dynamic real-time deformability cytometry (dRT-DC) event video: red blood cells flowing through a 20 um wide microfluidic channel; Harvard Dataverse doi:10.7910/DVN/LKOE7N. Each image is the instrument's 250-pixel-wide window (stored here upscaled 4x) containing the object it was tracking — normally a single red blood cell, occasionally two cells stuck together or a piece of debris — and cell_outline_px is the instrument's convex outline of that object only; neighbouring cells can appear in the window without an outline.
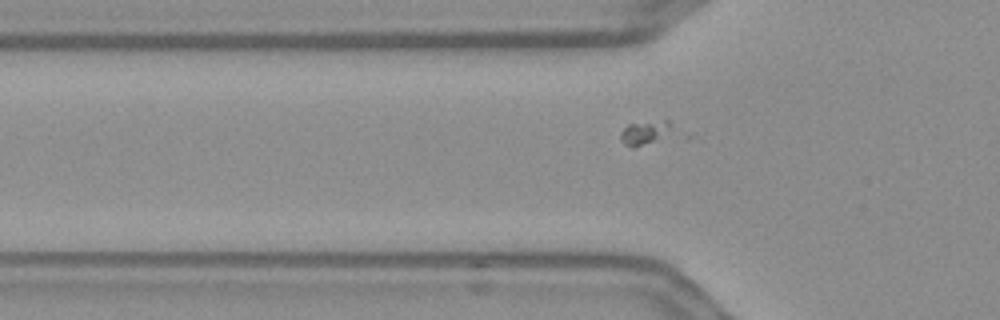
{"species": "Egyptian fruit bat (a non-hibernating species)", "species_latin": "Rousettus aegyptiacus", "temperature_condition": "warm", "stored_images_in_passage": 42, "camera_frame_rate_fps": 3000, "um_per_image_px": 0.085, "frame": {"image": 1, "passage_image": 4, "time_ms": 1.0, "image_size_px": [1000, 320], "cell_outline_px": [[688, 140], [632, 148], [624, 144], [620, 140], [620, 132], [628, 124], [664, 120], [668, 120], [688, 132]], "centroid_in_image_um": [55.43, 11.37], "position_along_channel_um": 70.4, "area_um2": 10.0}}